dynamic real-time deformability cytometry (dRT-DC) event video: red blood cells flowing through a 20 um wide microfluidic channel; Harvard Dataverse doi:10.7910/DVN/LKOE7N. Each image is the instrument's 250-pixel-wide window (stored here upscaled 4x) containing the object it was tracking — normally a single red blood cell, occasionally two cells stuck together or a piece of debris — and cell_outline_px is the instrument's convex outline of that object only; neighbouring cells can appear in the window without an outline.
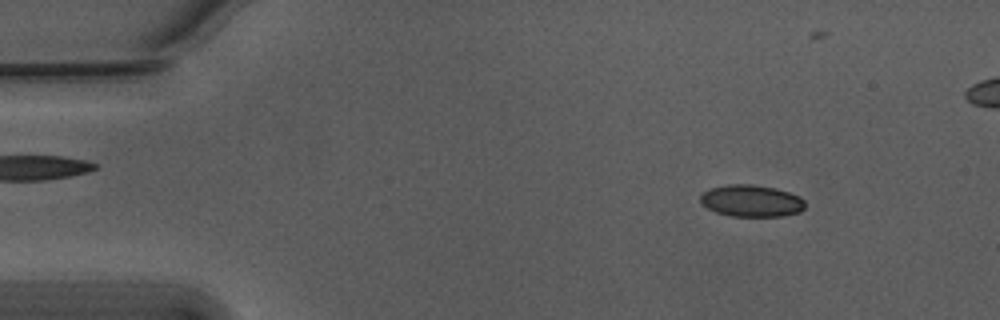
{"species": "Egyptian fruit bat (a non-hibernating species)", "species_latin": "Rousettus aegyptiacus", "temperature_condition": "warm", "stored_images_in_passage": 45, "camera_frame_rate_fps": 3000, "um_per_image_px": 0.085, "animal": {"sex": "male"}, "frame": {"image": 1, "passage_image": 7, "time_ms": 2.0, "image_size_px": [1000, 320], "cell_outline_px": [[804, 208], [800, 212], [780, 216], [732, 216], [716, 212], [708, 208], [700, 200], [700, 196], [708, 188], [728, 184], [752, 184], [776, 188], [800, 196], [804, 200]], "centroid_in_image_um": [63.87, 17.06], "position_along_channel_um": 21.1, "area_um2": 19.42}}
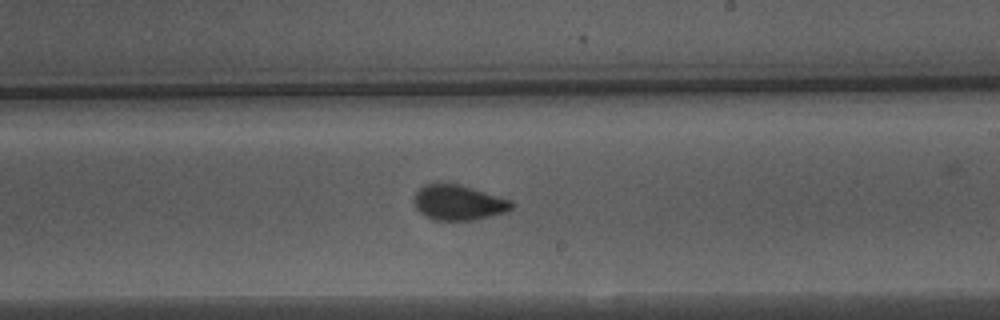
{"frame": {"image": 2, "passage_image": 32, "time_ms": 10.333, "image_size_px": [1000, 320], "cell_outline_px": [[512, 208], [508, 212], [472, 220], [432, 220], [424, 216], [416, 208], [412, 200], [416, 192], [424, 184], [460, 184], [508, 200], [512, 204]], "centroid_in_image_um": [38.91, 17.23], "position_along_channel_um": 250.1, "area_um2": 19.77}}
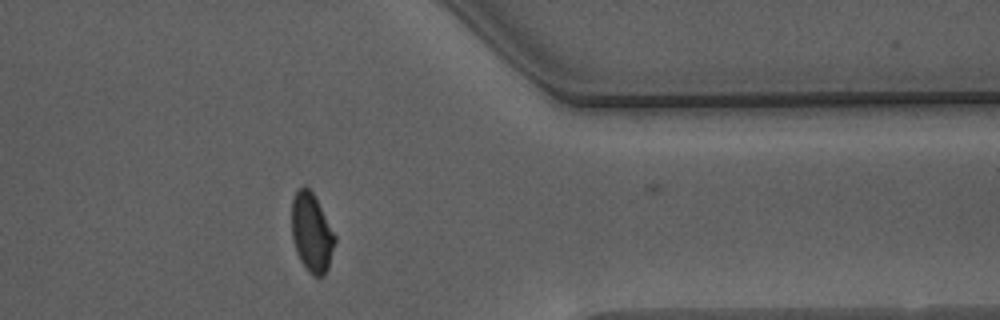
{"frame": {"image": 3, "passage_image": 44, "time_ms": 14.333, "image_size_px": [1000, 320], "cell_outline_px": [[336, 240], [328, 268], [324, 276], [312, 276], [308, 272], [300, 260], [292, 236], [292, 200], [296, 192], [300, 188], [308, 188], [312, 192], [336, 236]], "centroid_in_image_um": [26.5, 19.82], "position_along_channel_um": 384.9, "area_um2": 19.48}, "authors_computed_cell_mechanics": {"area_um2": 19.941, "velocity_mm_per_s": 3.7662, "shape_relaxation_time_tau1_ms": 3.9344, "shape_relaxation_time_tau2_ms": 0.8407, "deformation_change_tau1": 0.1326, "deformation_change_tau2": 0.0545}}